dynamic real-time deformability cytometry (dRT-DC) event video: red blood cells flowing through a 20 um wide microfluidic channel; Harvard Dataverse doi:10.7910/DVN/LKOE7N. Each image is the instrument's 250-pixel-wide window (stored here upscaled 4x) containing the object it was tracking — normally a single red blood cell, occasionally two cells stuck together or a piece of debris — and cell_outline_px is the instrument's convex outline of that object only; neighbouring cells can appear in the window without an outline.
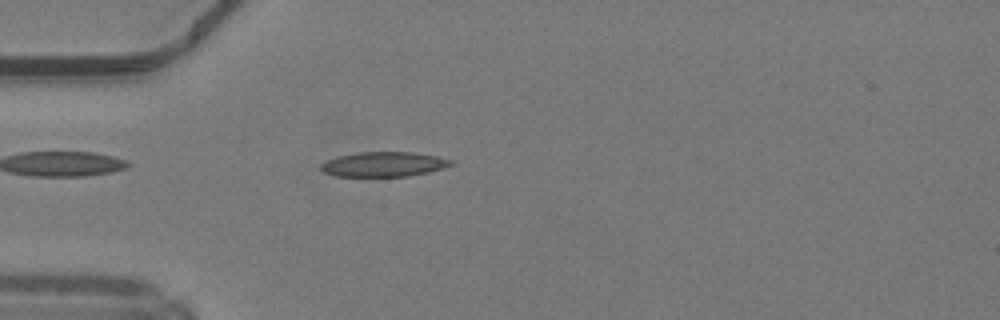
{"species": "common noctule bat (a hibernating species)", "species_latin": "Nyctalus noctula", "temperature_condition": "warm", "stored_images_in_passage": 38, "camera_frame_rate_fps": 3000, "um_per_image_px": 0.085, "animal": {"sex": "male", "body_mass_g": 19.2, "forearm_length_mm": 51.8}, "frame": {"image": 1, "passage_image": 4, "time_ms": 1.0, "image_size_px": [1000, 320], "cell_outline_px": [[456, 164], [444, 168], [428, 172], [408, 176], [332, 176], [324, 172], [320, 168], [320, 164], [328, 160], [340, 156], [356, 152], [412, 152], [436, 156], [452, 160]], "centroid_in_image_um": [32.64, 13.96], "position_along_channel_um": 52.4, "area_um2": 18.79}}
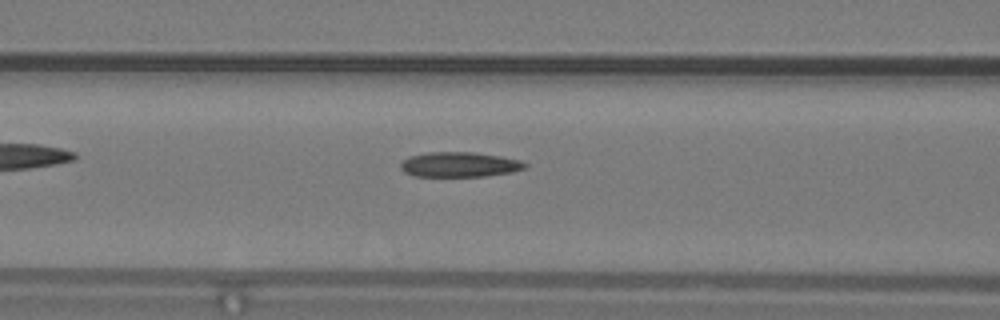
{"frame": {"image": 2, "passage_image": 10, "time_ms": 3.0, "image_size_px": [1000, 320], "cell_outline_px": [[528, 164], [524, 168], [512, 172], [484, 176], [416, 176], [404, 172], [400, 168], [400, 164], [408, 156], [428, 152], [476, 152], [500, 156], [520, 160]], "centroid_in_image_um": [39.04, 13.98], "position_along_channel_um": 127.6, "area_um2": 18.09}}
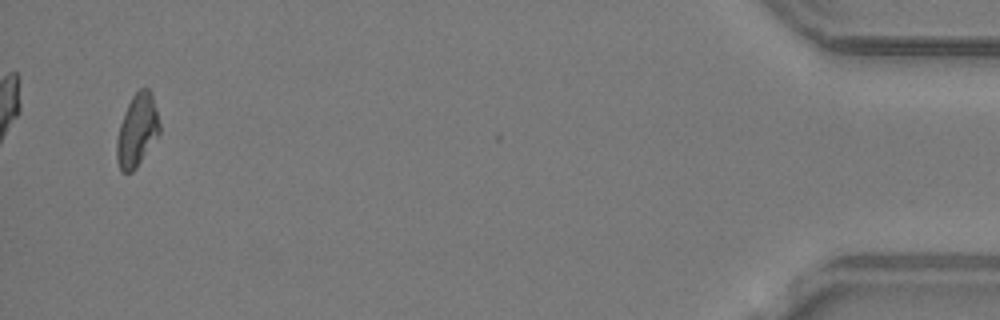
{"frame": {"image": 3, "passage_image": 37, "time_ms": 12.0, "image_size_px": [1000, 320], "cell_outline_px": [[160, 132], [136, 168], [132, 172], [120, 172], [116, 160], [116, 140], [120, 124], [124, 112], [132, 96], [140, 88], [148, 88], [152, 92], [160, 124]], "centroid_in_image_um": [11.64, 11.08], "position_along_channel_um": 423.6, "area_um2": 18.15}, "authors_computed_cell_mechanics": {"area_um2": 18.1492, "velocity_mm_per_s": 4.2299, "shape_relaxation_time_tau1_ms": null, "shape_relaxation_time_tau2_ms": 4.2381, "deformation_change_tau1": null, "deformation_change_tau2": 0.1199}}